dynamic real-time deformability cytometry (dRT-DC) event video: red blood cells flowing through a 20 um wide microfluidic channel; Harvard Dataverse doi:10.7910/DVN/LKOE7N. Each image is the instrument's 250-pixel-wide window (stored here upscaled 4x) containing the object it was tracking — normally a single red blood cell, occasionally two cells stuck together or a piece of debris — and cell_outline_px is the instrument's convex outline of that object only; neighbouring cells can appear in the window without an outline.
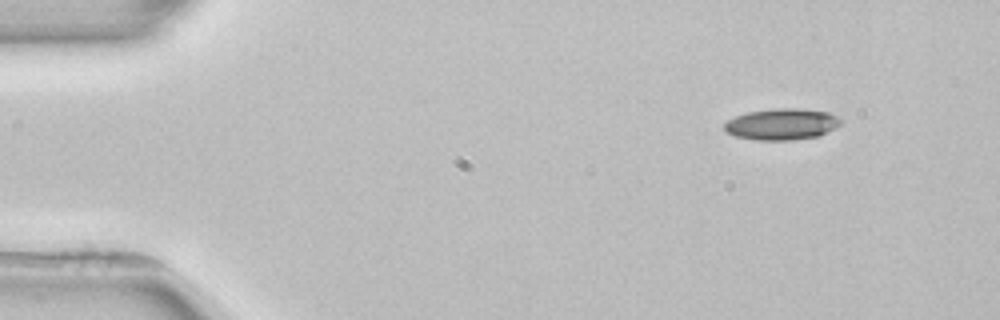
{"species": "common noctule bat (a hibernating species)", "species_latin": "Nyctalus noctula", "temperature_condition": "room temperature", "stored_images_in_passage": 4, "segment_of_instrument_passage": [2, 2], "camera_frame_rate_fps": 3000, "um_per_image_px": 0.085, "animal": {"sex": "female", "body_mass_g": 22.7, "forearm_length_mm": 54.2}, "frame": {"image": 1, "passage_image": 4, "time_ms": 3.667, "image_size_px": [1000, 320], "cell_outline_px": [[840, 124], [836, 128], [820, 136], [792, 140], [756, 140], [736, 136], [728, 132], [724, 128], [724, 124], [728, 120], [736, 116], [748, 112], [776, 108], [796, 108], [828, 112], [836, 116], [840, 120]], "centroid_in_image_um": [66.47, 10.56], "position_along_channel_um": 18.5, "area_um2": 21.15}}